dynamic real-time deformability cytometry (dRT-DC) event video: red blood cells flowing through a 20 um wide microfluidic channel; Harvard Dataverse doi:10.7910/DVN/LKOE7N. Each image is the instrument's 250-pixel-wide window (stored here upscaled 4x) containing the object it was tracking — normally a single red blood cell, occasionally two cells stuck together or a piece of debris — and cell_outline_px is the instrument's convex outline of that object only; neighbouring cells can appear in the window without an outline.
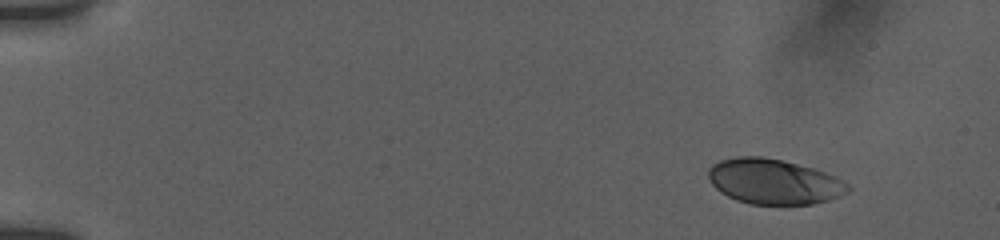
{"species": "human", "species_latin": "Homo sapiens", "temperature_condition": "room temperature", "stored_images_in_passage": 12, "camera_frame_rate_fps": 3000, "um_per_image_px": 0.085, "donor": {"sex": "female"}, "frame": {"image": 1, "passage_image": 1, "time_ms": 0.0, "image_size_px": [1000, 240], "cell_outline_px": [[852, 188], [848, 192], [840, 196], [828, 200], [812, 204], [748, 204], [736, 200], [720, 192], [712, 184], [708, 176], [708, 168], [712, 164], [720, 160], [736, 156], [760, 156], [780, 160], [812, 168], [836, 176], [848, 184]], "centroid_in_image_um": [65.76, 15.44], "position_along_channel_um": 19.2, "area_um2": 36.76}}
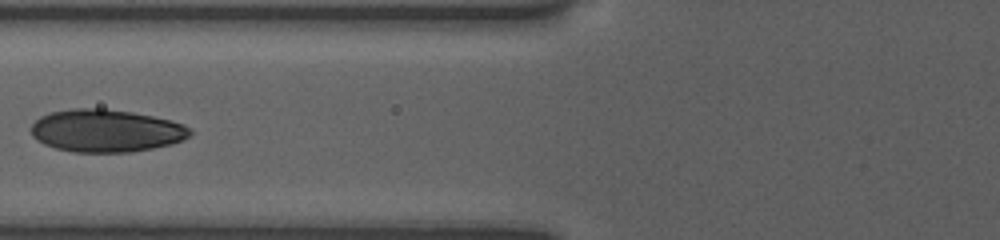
{"frame": {"image": 2, "passage_image": 9, "time_ms": 6.0, "image_size_px": [1000, 240], "cell_outline_px": [[192, 132], [188, 136], [172, 144], [132, 152], [72, 152], [56, 148], [44, 144], [36, 140], [32, 136], [32, 124], [40, 116], [52, 112], [76, 108], [104, 108], [132, 112], [172, 120], [184, 124]], "centroid_in_image_um": [9.0, 11.11], "position_along_channel_um": 116.8, "area_um2": 39.42}}
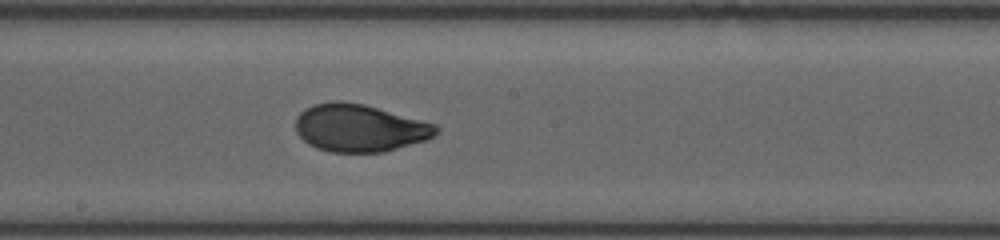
{"frame": {"image": 3, "passage_image": 12, "time_ms": 8.667, "image_size_px": [1000, 240], "cell_outline_px": [[440, 132], [436, 136], [428, 140], [384, 152], [332, 152], [316, 148], [308, 144], [296, 132], [296, 116], [304, 108], [312, 104], [332, 100], [340, 100], [364, 104], [436, 124], [440, 128]], "centroid_in_image_um": [30.58, 10.87], "position_along_channel_um": 217.6, "area_um2": 39.36}}